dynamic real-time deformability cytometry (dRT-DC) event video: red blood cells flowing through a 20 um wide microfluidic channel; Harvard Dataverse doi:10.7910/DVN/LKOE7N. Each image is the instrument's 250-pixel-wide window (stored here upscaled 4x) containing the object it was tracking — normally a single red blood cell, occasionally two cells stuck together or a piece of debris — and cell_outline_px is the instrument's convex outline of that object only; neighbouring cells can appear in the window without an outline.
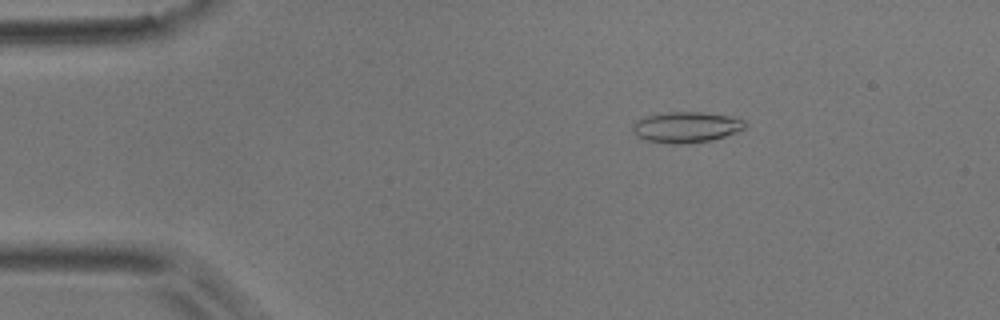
{"species": "common noctule bat (a hibernating species)", "species_latin": "Nyctalus noctula", "temperature_condition": "room temperature", "stored_images_in_passage": 6, "camera_frame_rate_fps": 3000, "um_per_image_px": 0.085, "animal": {"sex": "male", "body_mass_g": 17.9}, "frame": {"image": 1, "passage_image": 3, "time_ms": 2.333, "image_size_px": [1000, 320], "cell_outline_px": [[748, 124], [744, 128], [736, 132], [712, 140], [688, 144], [672, 144], [644, 140], [636, 136], [632, 132], [632, 124], [636, 120], [644, 116], [656, 112], [704, 112], [732, 116], [744, 120]], "centroid_in_image_um": [58.28, 10.8], "position_along_channel_um": 26.7, "area_um2": 20.69}}